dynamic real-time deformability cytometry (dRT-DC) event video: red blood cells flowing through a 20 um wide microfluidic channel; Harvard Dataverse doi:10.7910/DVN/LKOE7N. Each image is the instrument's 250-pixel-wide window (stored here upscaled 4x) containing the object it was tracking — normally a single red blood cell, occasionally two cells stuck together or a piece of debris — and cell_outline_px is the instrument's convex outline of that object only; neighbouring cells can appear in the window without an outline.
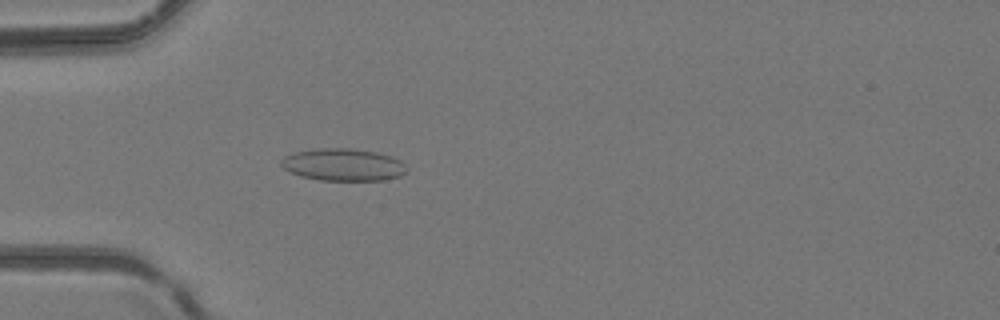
{"species": "common noctule bat (a hibernating species)", "species_latin": "Nyctalus noctula", "temperature_condition": "room temperature", "stored_images_in_passage": 3, "camera_frame_rate_fps": 3000, "um_per_image_px": 0.085, "animal": {"sex": "female", "body_mass_g": 24.6, "forearm_length_mm": 56.2}, "frame": {"image": 1, "passage_image": 3, "time_ms": 3.333, "image_size_px": [1000, 320], "cell_outline_px": [[404, 172], [400, 176], [384, 180], [320, 180], [300, 176], [284, 168], [280, 164], [280, 160], [284, 156], [296, 152], [316, 148], [348, 148], [376, 152], [392, 156], [400, 160], [404, 164]], "centroid_in_image_um": [29.14, 13.99], "position_along_channel_um": 55.9, "area_um2": 23.47}}